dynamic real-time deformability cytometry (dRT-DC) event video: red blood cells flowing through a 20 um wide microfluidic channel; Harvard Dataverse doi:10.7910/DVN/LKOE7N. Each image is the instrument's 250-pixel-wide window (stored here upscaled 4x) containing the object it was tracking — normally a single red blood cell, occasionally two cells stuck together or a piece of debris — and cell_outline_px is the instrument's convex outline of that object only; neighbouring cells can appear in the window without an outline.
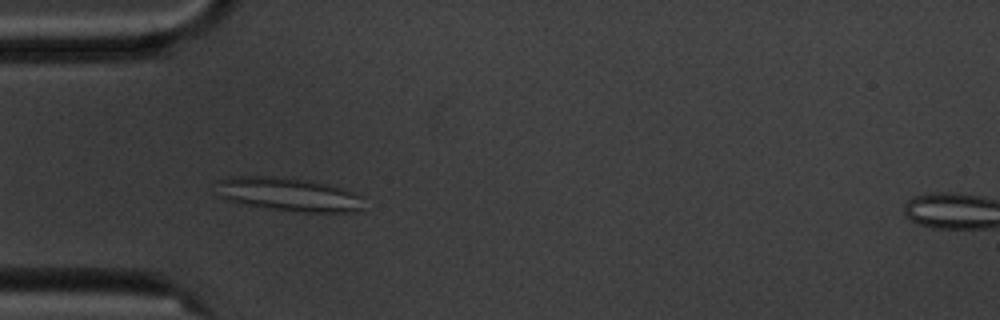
{"species": "common noctule bat (a hibernating species)", "species_latin": "Nyctalus noctula", "temperature_condition": "cold", "stored_images_in_passage": 5, "camera_frame_rate_fps": 3000, "um_per_image_px": 0.085, "animal": {"sex": "male", "body_mass_g": 20.1, "forearm_length_mm": 53.5}, "frame": {"image": 1, "passage_image": 3, "time_ms": 3.333, "image_size_px": [1000, 320], "cell_outline_px": [[364, 208], [356, 212], [304, 212], [244, 204], [224, 200], [216, 196], [220, 180], [232, 176], [272, 176], [308, 180], [328, 184], [352, 192], [360, 196]], "centroid_in_image_um": [24.51, 16.52], "position_along_channel_um": 60.5, "area_um2": 28.61}}
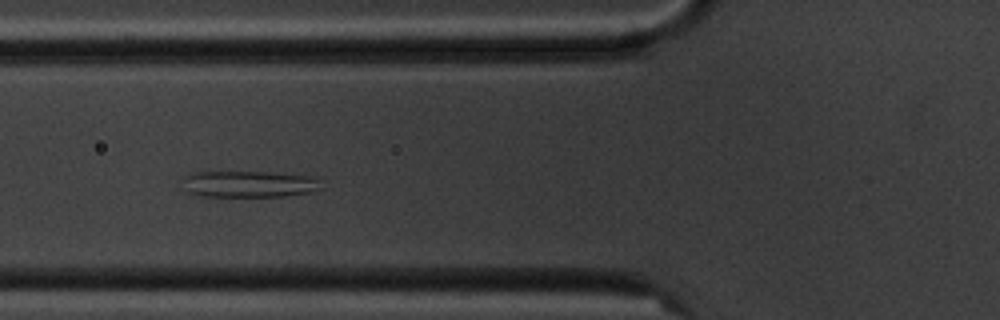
{"frame": {"image": 2, "passage_image": 4, "time_ms": 4.667, "image_size_px": [1000, 320], "cell_outline_px": [[324, 180], [320, 188], [308, 192], [284, 196], [200, 196], [184, 192], [184, 176], [192, 172], [272, 172], [312, 176]], "centroid_in_image_um": [21.17, 15.64], "position_along_channel_um": 104.6, "area_um2": 21.62}}